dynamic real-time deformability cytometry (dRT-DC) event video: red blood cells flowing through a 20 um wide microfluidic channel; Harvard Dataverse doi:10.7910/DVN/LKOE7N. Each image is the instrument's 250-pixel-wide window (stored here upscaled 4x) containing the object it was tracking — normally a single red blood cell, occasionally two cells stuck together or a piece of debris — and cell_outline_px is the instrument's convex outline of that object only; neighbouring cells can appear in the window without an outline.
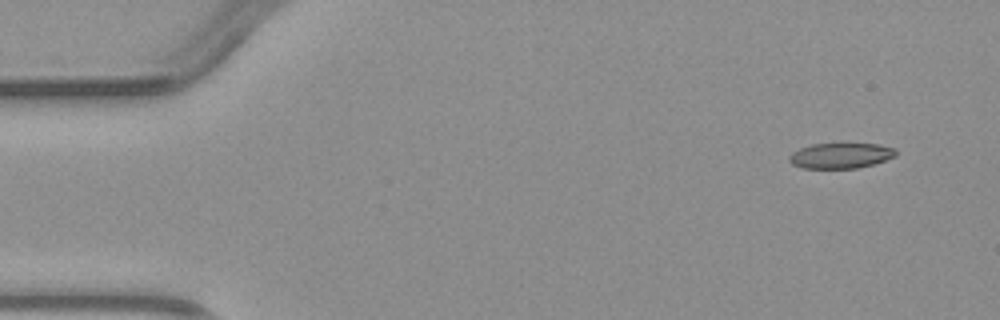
{"species": "common noctule bat (a hibernating species)", "species_latin": "Nyctalus noctula", "temperature_condition": "warm", "stored_images_in_passage": 3, "camera_frame_rate_fps": 3000, "um_per_image_px": 0.085, "animal": {"sex": "male", "body_mass_g": 23.1, "forearm_length_mm": 52.7}, "frame": {"image": 1, "passage_image": 1, "time_ms": 0.0, "image_size_px": [1000, 320], "cell_outline_px": [[896, 156], [872, 164], [856, 168], [804, 168], [792, 164], [788, 160], [788, 156], [792, 152], [800, 148], [812, 144], [880, 144], [896, 148]], "centroid_in_image_um": [71.44, 13.22], "position_along_channel_um": 13.6, "area_um2": 15.72}}
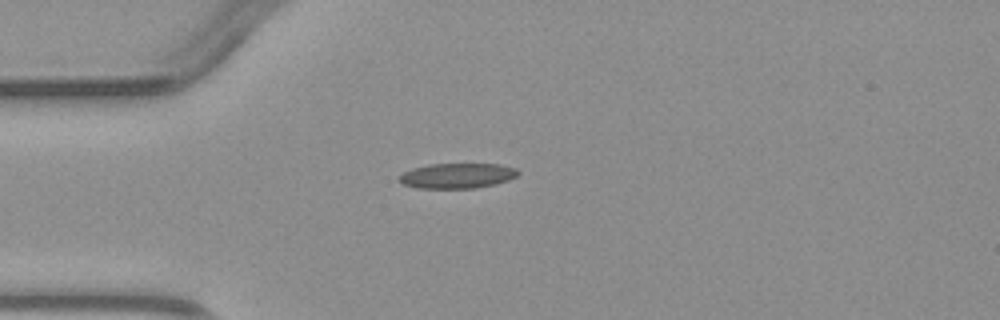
{"frame": {"image": 2, "passage_image": 3, "time_ms": 3.0, "image_size_px": [1000, 320], "cell_outline_px": [[520, 172], [516, 176], [508, 180], [496, 184], [476, 188], [416, 188], [404, 184], [396, 180], [404, 172], [412, 168], [428, 164], [500, 164], [516, 168]], "centroid_in_image_um": [38.86, 14.94], "position_along_channel_um": 46.1, "area_um2": 17.51}}